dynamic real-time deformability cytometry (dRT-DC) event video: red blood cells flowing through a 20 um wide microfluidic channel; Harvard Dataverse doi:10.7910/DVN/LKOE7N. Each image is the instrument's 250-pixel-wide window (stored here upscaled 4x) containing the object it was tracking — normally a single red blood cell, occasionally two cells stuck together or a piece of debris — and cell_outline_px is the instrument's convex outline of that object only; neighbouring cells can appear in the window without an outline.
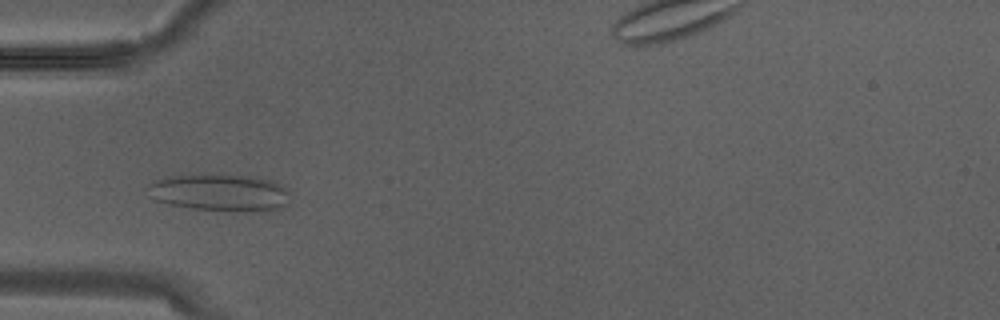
{"species": "Egyptian fruit bat (a non-hibernating species)", "species_latin": "Rousettus aegyptiacus", "temperature_condition": "warm", "stored_images_in_passage": 3, "camera_frame_rate_fps": 3000, "um_per_image_px": 0.085, "animal": {"sex": "male"}, "frame": {"image": 1, "passage_image": 3, "time_ms": 0.667, "image_size_px": [1000, 320], "cell_outline_px": [[288, 204], [284, 208], [268, 212], [232, 212], [188, 208], [168, 204], [156, 200], [148, 196], [148, 184], [152, 180], [168, 176], [216, 172], [256, 176], [272, 180], [288, 188]], "centroid_in_image_um": [18.72, 16.36], "position_along_channel_um": 66.3, "area_um2": 32.54}}